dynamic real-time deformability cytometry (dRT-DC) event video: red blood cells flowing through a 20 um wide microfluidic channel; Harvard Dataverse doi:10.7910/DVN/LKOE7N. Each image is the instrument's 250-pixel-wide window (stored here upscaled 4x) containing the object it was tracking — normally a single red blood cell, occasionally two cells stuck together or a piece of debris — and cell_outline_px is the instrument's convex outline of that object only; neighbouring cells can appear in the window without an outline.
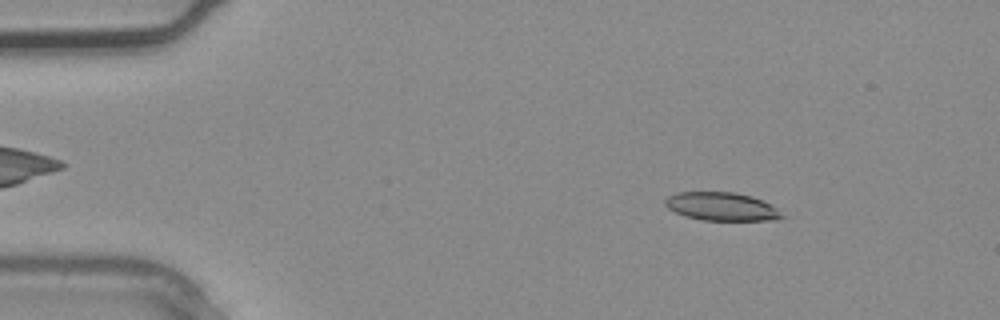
{"species": "common noctule bat (a hibernating species)", "species_latin": "Nyctalus noctula", "temperature_condition": "warm", "stored_images_in_passage": 3, "camera_frame_rate_fps": 3000, "um_per_image_px": 0.085, "animal": {"sex": "male", "body_mass_g": 20.4}, "frame": {"image": 1, "passage_image": 1, "time_ms": 0.0, "image_size_px": [1000, 320], "cell_outline_px": [[784, 216], [776, 220], [704, 220], [684, 216], [668, 208], [664, 204], [664, 200], [668, 196], [676, 192], [736, 192], [752, 196], [776, 208]], "centroid_in_image_um": [61.29, 17.55], "position_along_channel_um": 23.7, "area_um2": 19.13}}